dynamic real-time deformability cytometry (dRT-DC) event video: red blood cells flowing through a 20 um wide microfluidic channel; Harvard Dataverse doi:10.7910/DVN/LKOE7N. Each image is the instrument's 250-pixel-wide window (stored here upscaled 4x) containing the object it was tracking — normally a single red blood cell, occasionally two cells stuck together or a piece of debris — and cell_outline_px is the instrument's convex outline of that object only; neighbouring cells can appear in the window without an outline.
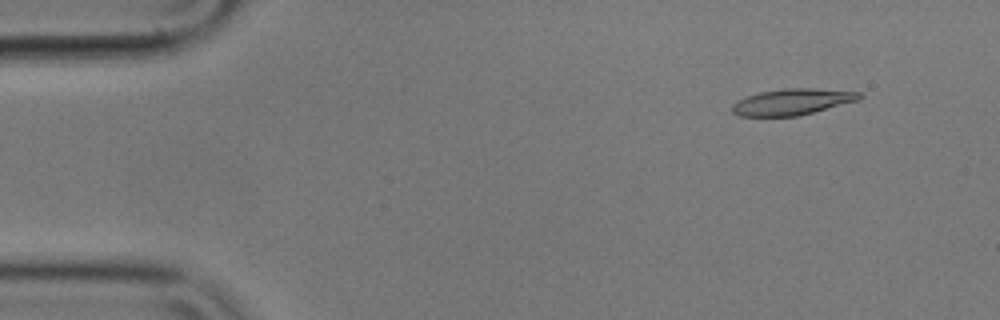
{"species": "common noctule bat (a hibernating species)", "species_latin": "Nyctalus noctula", "temperature_condition": "cold", "stored_images_in_passage": 2, "camera_frame_rate_fps": 3000, "um_per_image_px": 0.085, "animal": {"sex": "male", "body_mass_g": 17.9}, "frame": {"image": 1, "passage_image": 1, "time_ms": 0.0, "image_size_px": [1000, 320], "cell_outline_px": [[864, 96], [856, 100], [800, 116], [740, 116], [732, 112], [732, 104], [736, 100], [760, 92], [784, 88], [808, 88], [860, 92]], "centroid_in_image_um": [67.3, 8.66], "position_along_channel_um": 17.7, "area_um2": 19.25}}